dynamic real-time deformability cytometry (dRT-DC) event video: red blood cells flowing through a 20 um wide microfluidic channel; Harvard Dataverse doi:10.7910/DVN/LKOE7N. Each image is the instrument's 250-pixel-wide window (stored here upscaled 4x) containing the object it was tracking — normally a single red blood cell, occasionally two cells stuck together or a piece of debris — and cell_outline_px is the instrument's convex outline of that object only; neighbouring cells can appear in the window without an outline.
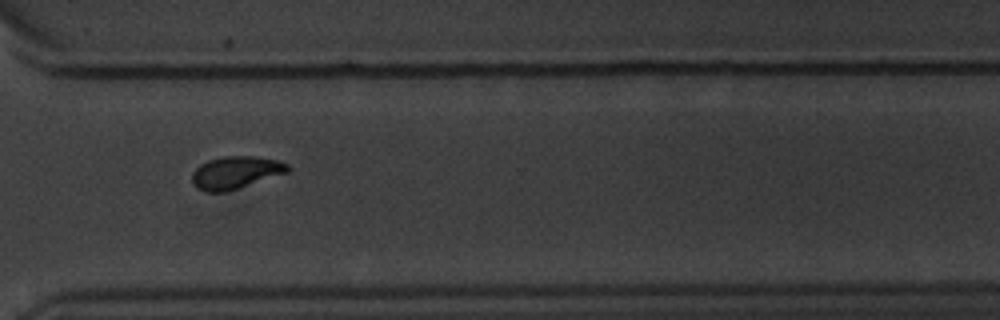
{"species": "common noctule bat (a hibernating species)", "species_latin": "Nyctalus noctula", "temperature_condition": "warm", "stored_images_in_passage": 15, "camera_frame_rate_fps": 3000, "um_per_image_px": 0.085, "animal": {"sex": "male", "body_mass_g": 20.1, "forearm_length_mm": 53.5}, "frame": {"image": 1, "passage_image": 13, "time_ms": 13.667, "image_size_px": [1000, 320], "cell_outline_px": [[292, 168], [288, 172], [224, 192], [204, 192], [196, 188], [192, 184], [192, 172], [200, 164], [208, 160], [224, 156], [256, 156], [276, 160], [288, 164]], "centroid_in_image_um": [20.0, 14.66], "position_along_channel_um": 350.6, "area_um2": 18.09}}